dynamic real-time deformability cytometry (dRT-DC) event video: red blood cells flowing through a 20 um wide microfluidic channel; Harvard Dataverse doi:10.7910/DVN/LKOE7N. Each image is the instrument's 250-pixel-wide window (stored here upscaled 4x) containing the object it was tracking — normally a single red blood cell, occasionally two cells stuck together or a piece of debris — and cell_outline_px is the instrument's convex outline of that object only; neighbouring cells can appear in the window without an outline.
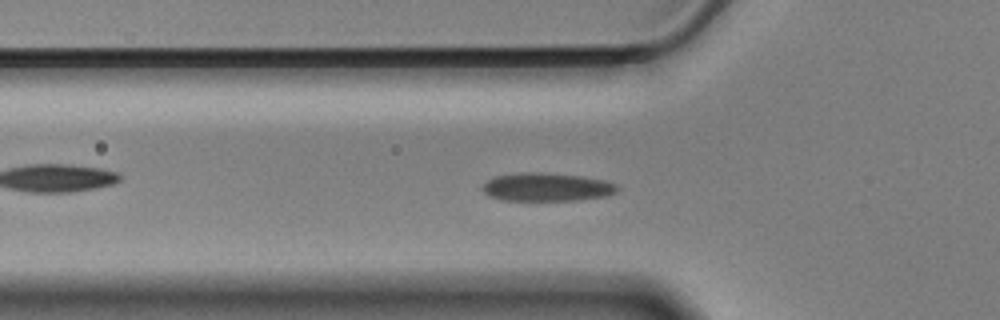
{"species": "Egyptian fruit bat (a non-hibernating species)", "species_latin": "Rousettus aegyptiacus", "temperature_condition": "cold", "stored_images_in_passage": 57, "camera_frame_rate_fps": 3000, "um_per_image_px": 0.085, "animal": {"sex": "male"}, "frame": {"image": 1, "passage_image": 18, "time_ms": 5.667, "image_size_px": [1000, 320], "cell_outline_px": [[620, 188], [616, 192], [608, 196], [580, 200], [500, 200], [488, 196], [480, 188], [488, 180], [496, 176], [520, 172], [540, 172], [580, 176], [604, 180], [616, 184]], "centroid_in_image_um": [46.47, 15.9], "position_along_channel_um": 79.3, "area_um2": 22.37}}
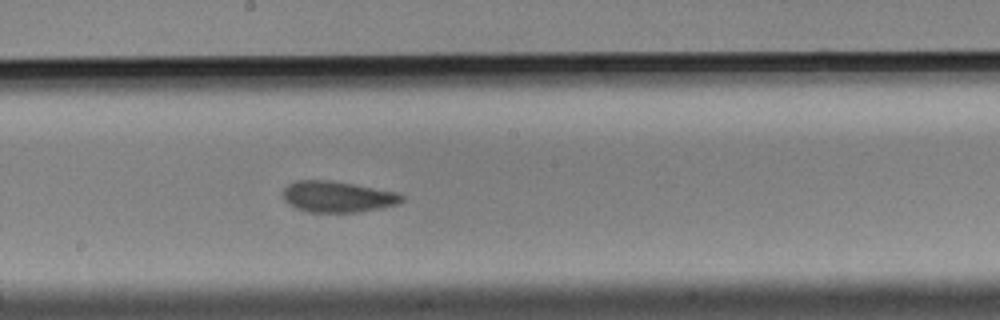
{"frame": {"image": 2, "passage_image": 30, "time_ms": 9.667, "image_size_px": [1000, 320], "cell_outline_px": [[404, 200], [400, 204], [360, 212], [308, 212], [296, 208], [288, 204], [284, 200], [284, 188], [288, 184], [296, 180], [328, 180], [352, 184], [396, 192], [404, 196]], "centroid_in_image_um": [28.69, 16.73], "position_along_channel_um": 219.5, "area_um2": 21.5}}
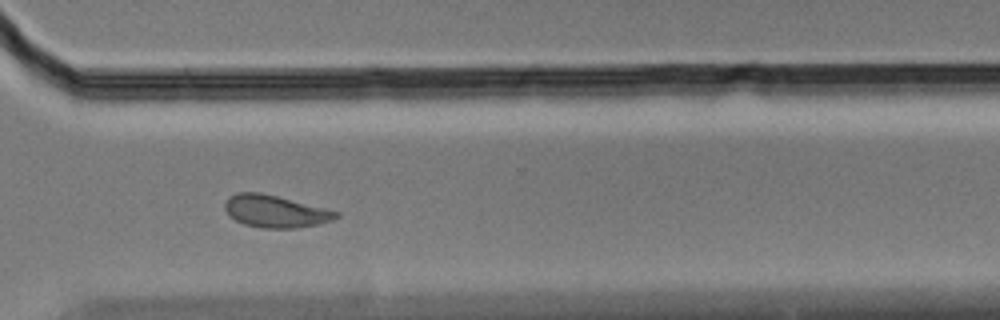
{"frame": {"image": 3, "passage_image": 41, "time_ms": 13.333, "image_size_px": [1000, 320], "cell_outline_px": [[340, 216], [332, 220], [320, 224], [296, 228], [260, 228], [244, 224], [228, 216], [224, 208], [224, 204], [228, 196], [236, 192], [260, 192], [340, 212]], "centroid_in_image_um": [23.36, 17.97], "position_along_channel_um": 347.2, "area_um2": 20.98}, "authors_computed_cell_mechanics": {"area_um2": 21.4438, "velocity_mm_per_s": 3.4892, "shape_relaxation_time_tau1_ms": 3.7055, "shape_relaxation_time_tau2_ms": 2.1774, "deformation_change_tau1": 0.1202, "deformation_change_tau2": 0.0519}}